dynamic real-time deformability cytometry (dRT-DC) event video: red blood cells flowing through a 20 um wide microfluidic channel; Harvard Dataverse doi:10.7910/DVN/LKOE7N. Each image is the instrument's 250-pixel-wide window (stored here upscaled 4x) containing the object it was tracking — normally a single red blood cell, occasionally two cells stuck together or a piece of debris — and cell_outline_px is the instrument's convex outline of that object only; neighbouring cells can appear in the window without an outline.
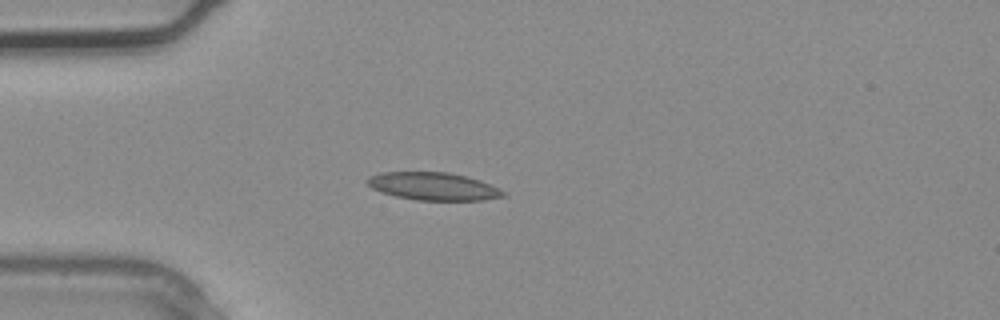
{"species": "common noctule bat (a hibernating species)", "species_latin": "Nyctalus noctula", "temperature_condition": "warm", "stored_images_in_passage": 3, "camera_frame_rate_fps": 3000, "um_per_image_px": 0.085, "animal": {"sex": "male", "body_mass_g": 20.4}, "frame": {"image": 1, "passage_image": 3, "time_ms": 0.667, "image_size_px": [1000, 320], "cell_outline_px": [[508, 196], [484, 200], [416, 200], [396, 196], [380, 192], [372, 188], [364, 180], [368, 176], [380, 172], [448, 172], [480, 180], [504, 192]], "centroid_in_image_um": [36.78, 15.83], "position_along_channel_um": 48.2, "area_um2": 21.96}}